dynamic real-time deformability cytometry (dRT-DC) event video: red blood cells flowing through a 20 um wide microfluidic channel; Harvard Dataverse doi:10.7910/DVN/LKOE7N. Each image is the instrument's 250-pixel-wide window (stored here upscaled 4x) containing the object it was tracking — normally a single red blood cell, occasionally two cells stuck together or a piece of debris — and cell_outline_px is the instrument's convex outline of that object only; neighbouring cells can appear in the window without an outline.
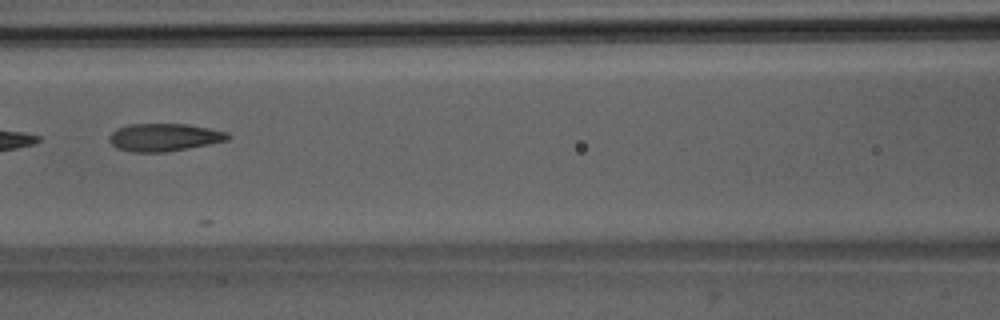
{"species": "Egyptian fruit bat (a non-hibernating species)", "species_latin": "Rousettus aegyptiacus", "temperature_condition": "room temperature", "stored_images_in_passage": 6, "camera_frame_rate_fps": 3000, "um_per_image_px": 0.085, "animal": {"sex": "male"}, "frame": {"image": 1, "passage_image": 5, "time_ms": 4.667, "image_size_px": [1000, 320], "cell_outline_px": [[232, 136], [228, 140], [208, 144], [164, 152], [132, 152], [116, 148], [108, 140], [108, 136], [116, 128], [128, 124], [188, 124], [228, 132]], "centroid_in_image_um": [13.92, 11.66], "position_along_channel_um": 152.7, "area_um2": 19.19}}